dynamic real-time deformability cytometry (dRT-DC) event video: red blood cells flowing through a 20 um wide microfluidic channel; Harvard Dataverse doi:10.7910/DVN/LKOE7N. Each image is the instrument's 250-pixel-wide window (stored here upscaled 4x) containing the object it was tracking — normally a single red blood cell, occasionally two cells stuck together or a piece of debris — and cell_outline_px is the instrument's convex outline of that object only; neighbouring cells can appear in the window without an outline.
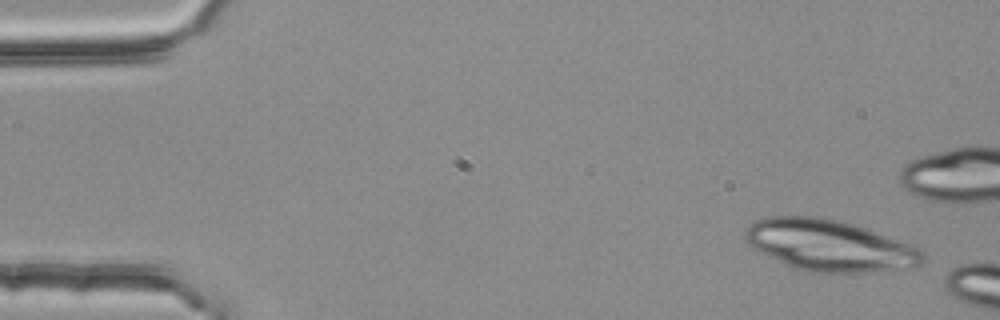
{"species": "common noctule bat (a hibernating species)", "species_latin": "Nyctalus noctula", "temperature_condition": "room temperature", "stored_images_in_passage": 4, "camera_frame_rate_fps": 3000, "um_per_image_px": 0.085, "animal": {"sex": "female", "body_mass_g": 25.1}, "frame": {"image": 1, "passage_image": 1, "time_ms": 0.0, "image_size_px": [1000, 320], "cell_outline_px": [[928, 256], [920, 264], [876, 272], [812, 272], [796, 268], [752, 248], [748, 244], [744, 236], [748, 228], [756, 220], [772, 216], [820, 216], [840, 220], [856, 224], [912, 244], [920, 248]], "centroid_in_image_um": [70.56, 20.84], "position_along_channel_um": 14.4, "area_um2": 52.89}}